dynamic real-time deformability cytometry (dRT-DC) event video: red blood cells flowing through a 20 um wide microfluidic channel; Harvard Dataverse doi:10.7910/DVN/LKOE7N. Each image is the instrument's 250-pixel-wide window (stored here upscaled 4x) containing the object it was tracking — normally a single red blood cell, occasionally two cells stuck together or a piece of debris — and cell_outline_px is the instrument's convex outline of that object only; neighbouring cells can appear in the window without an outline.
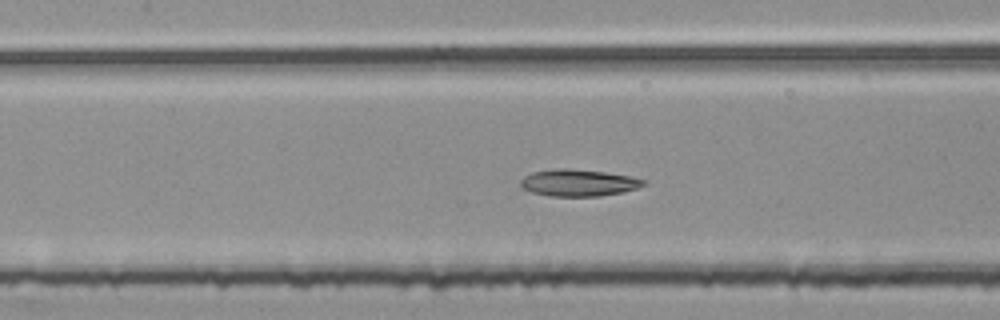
{"species": "common noctule bat (a hibernating species)", "species_latin": "Nyctalus noctula", "temperature_condition": "room temperature", "stored_images_in_passage": 51, "segment_of_instrument_passage": [2, 2], "camera_frame_rate_fps": 3000, "um_per_image_px": 0.085, "animal": {"sex": "female", "body_mass_g": 25.1}, "frame": {"image": 1, "passage_image": 24, "time_ms": 7.667, "image_size_px": [1000, 320], "cell_outline_px": [[644, 184], [636, 188], [624, 192], [600, 196], [552, 196], [532, 192], [524, 188], [520, 184], [520, 180], [524, 176], [532, 172], [552, 168], [568, 168], [604, 172], [628, 176], [644, 180]], "centroid_in_image_um": [49.12, 15.53], "position_along_channel_um": 158.3, "area_um2": 19.07}}
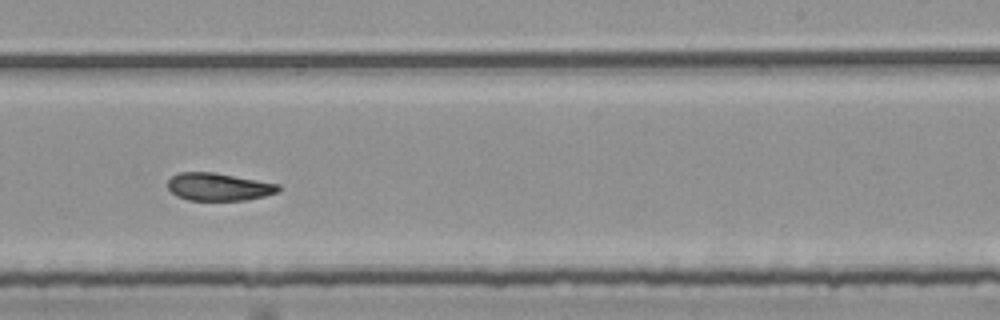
{"frame": {"image": 2, "passage_image": 33, "time_ms": 10.667, "image_size_px": [1000, 320], "cell_outline_px": [[280, 192], [264, 196], [244, 200], [188, 200], [176, 196], [168, 188], [168, 180], [172, 176], [180, 172], [212, 172], [280, 184]], "centroid_in_image_um": [18.59, 15.88], "position_along_channel_um": 270.4, "area_um2": 17.8}}
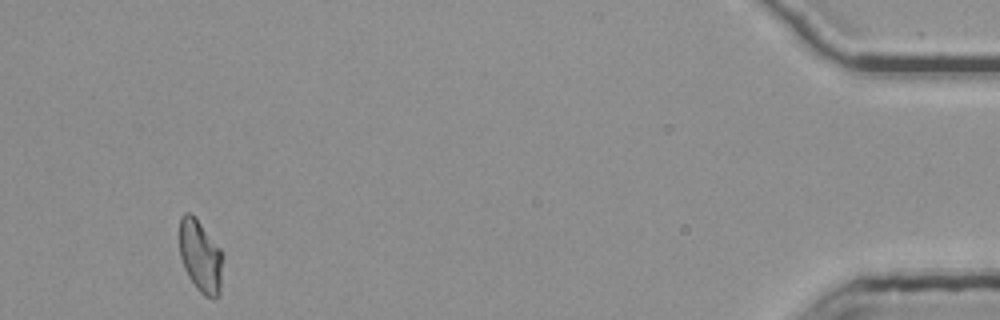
{"frame": {"image": 3, "passage_image": 51, "time_ms": 16.667, "image_size_px": [1000, 320], "cell_outline_px": [[224, 256], [220, 296], [216, 300], [212, 300], [204, 296], [196, 288], [188, 276], [184, 268], [180, 256], [180, 216], [184, 212], [192, 212], [220, 248]], "centroid_in_image_um": [17.07, 21.82], "position_along_channel_um": 418.1, "area_um2": 18.84}}